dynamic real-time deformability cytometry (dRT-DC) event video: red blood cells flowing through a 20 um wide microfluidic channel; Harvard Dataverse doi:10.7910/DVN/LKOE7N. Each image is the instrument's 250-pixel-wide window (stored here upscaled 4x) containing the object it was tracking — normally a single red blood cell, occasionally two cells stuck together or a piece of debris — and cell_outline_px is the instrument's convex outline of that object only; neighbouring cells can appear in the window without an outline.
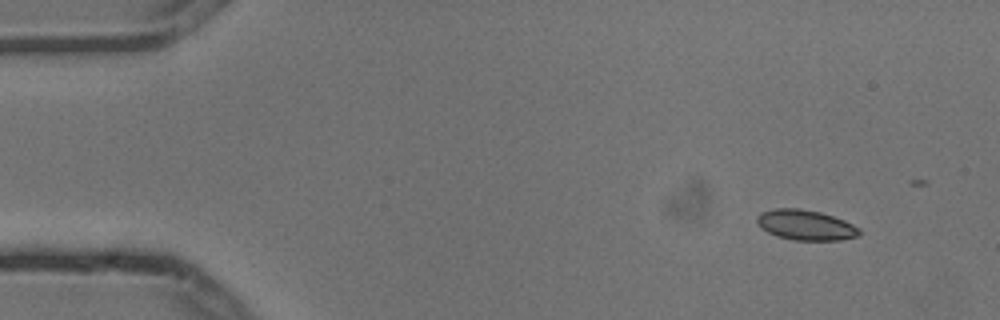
{"species": "common noctule bat (a hibernating species)", "species_latin": "Nyctalus noctula", "temperature_condition": "cold", "stored_images_in_passage": 4, "camera_frame_rate_fps": 3000, "um_per_image_px": 0.085, "animal": {"sex": "male", "body_mass_g": 13.3}, "frame": {"image": 1, "passage_image": 1, "time_ms": 0.0, "image_size_px": [1000, 320], "cell_outline_px": [[860, 236], [840, 240], [792, 240], [776, 236], [768, 232], [756, 220], [756, 216], [760, 212], [772, 208], [800, 208], [820, 212], [844, 220], [860, 228]], "centroid_in_image_um": [68.49, 19.12], "position_along_channel_um": 16.5, "area_um2": 18.09}}